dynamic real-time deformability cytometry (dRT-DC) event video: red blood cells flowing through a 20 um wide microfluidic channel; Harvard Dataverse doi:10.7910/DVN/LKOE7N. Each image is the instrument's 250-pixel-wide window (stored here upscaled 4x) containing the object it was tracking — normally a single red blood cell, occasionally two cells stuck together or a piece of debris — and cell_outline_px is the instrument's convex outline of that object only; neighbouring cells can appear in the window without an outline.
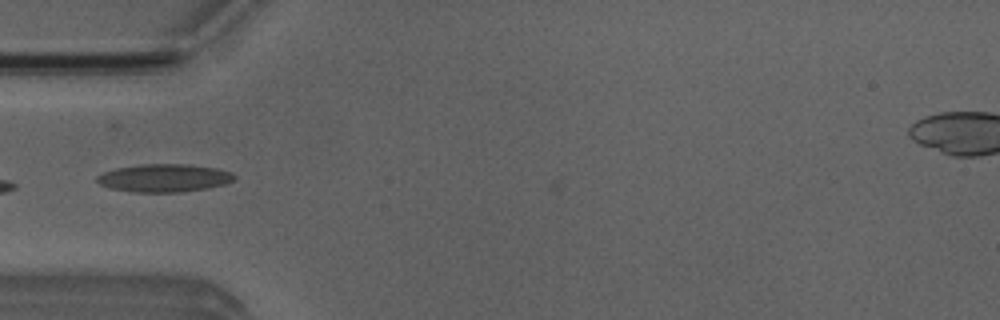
{"species": "Egyptian fruit bat (a non-hibernating species)", "species_latin": "Rousettus aegyptiacus", "temperature_condition": "room temperature", "stored_images_in_passage": 37, "camera_frame_rate_fps": 3000, "um_per_image_px": 0.085, "animal": {"sex": "male"}, "frame": {"image": 1, "passage_image": 2, "time_ms": 0.333, "image_size_px": [1000, 320], "cell_outline_px": [[236, 176], [232, 180], [224, 184], [208, 188], [180, 192], [136, 192], [112, 188], [100, 184], [96, 180], [96, 176], [104, 172], [116, 168], [140, 164], [184, 164], [216, 168], [232, 172]], "centroid_in_image_um": [13.95, 15.12], "position_along_channel_um": 71.0, "area_um2": 22.2}, "authors_computed_cell_mechanics": {"area_um2": 22.7732, "velocity_mm_per_s": 3.8573, "shape_relaxation_time_tau1_ms": 3.0244, "shape_relaxation_time_tau2_ms": 1.406, "deformation_change_tau1": 0.1082, "deformation_change_tau2": 0.1004}}